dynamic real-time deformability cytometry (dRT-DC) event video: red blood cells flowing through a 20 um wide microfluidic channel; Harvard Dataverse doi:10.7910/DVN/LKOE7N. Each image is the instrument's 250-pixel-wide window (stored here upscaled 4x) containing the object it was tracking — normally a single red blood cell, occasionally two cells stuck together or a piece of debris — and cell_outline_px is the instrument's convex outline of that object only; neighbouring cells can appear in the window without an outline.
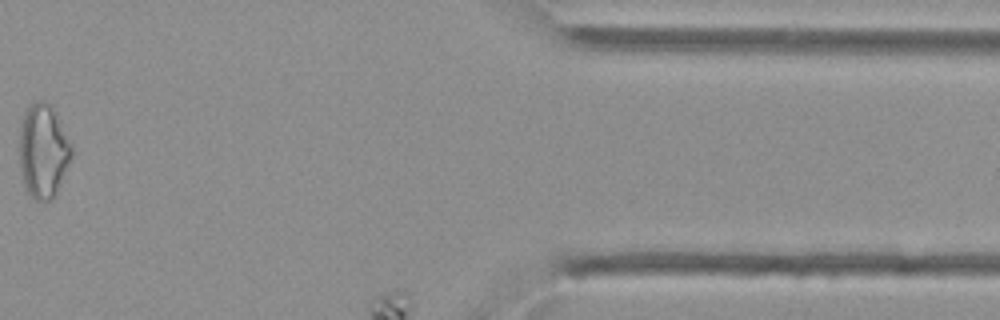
{"species": "Egyptian fruit bat (a non-hibernating species)", "species_latin": "Rousettus aegyptiacus", "temperature_condition": "cold", "stored_images_in_passage": 43, "segment_of_instrument_passage": [2, 2], "camera_frame_rate_fps": 3000, "um_per_image_px": 0.085, "animal": {"sex": "female"}, "frame": {"image": 1, "passage_image": 39, "time_ms": 12.667, "image_size_px": [1000, 320], "cell_outline_px": [[72, 156], [56, 192], [52, 200], [36, 200], [28, 192], [20, 168], [20, 128], [24, 112], [36, 100], [44, 100], [52, 104], [72, 148]], "centroid_in_image_um": [3.67, 12.79], "position_along_channel_um": 407.7, "area_um2": 28.09}}